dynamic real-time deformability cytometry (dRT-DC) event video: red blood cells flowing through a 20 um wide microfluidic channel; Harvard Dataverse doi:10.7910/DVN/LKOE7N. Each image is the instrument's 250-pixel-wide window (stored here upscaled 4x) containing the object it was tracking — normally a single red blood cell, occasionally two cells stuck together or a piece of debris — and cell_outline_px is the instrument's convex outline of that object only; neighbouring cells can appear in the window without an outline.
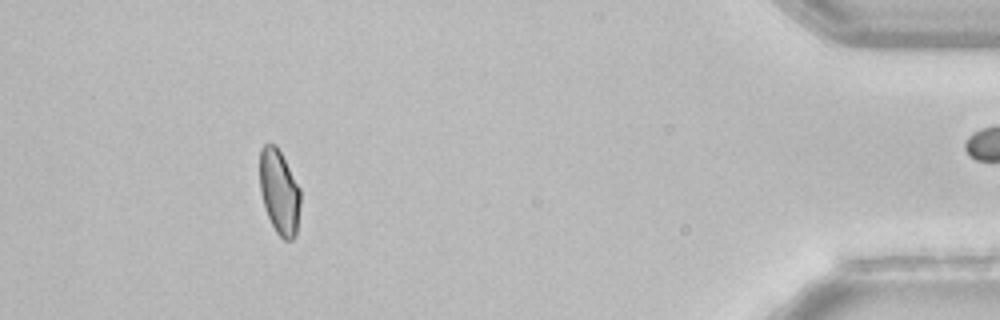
{"species": "common noctule bat (a hibernating species)", "species_latin": "Nyctalus noctula", "temperature_condition": "room temperature", "stored_images_in_passage": 42, "camera_frame_rate_fps": 3000, "um_per_image_px": 0.085, "animal": {"sex": "female", "body_mass_g": 22.7, "forearm_length_mm": 54.2}, "frame": {"image": 1, "passage_image": 36, "time_ms": 11.667, "image_size_px": [1000, 320], "cell_outline_px": [[300, 204], [296, 236], [292, 240], [284, 240], [276, 232], [264, 208], [260, 192], [260, 148], [264, 144], [276, 144], [300, 188]], "centroid_in_image_um": [23.73, 16.32], "position_along_channel_um": 411.5, "area_um2": 20.11}, "authors_computed_cell_mechanics": {"area_um2": 21.1837, "velocity_mm_per_s": 3.8437, "shape_relaxation_time_tau1_ms": 9.732, "shape_relaxation_time_tau2_ms": null, "deformation_change_tau1": 0.1407, "deformation_change_tau2": null}}